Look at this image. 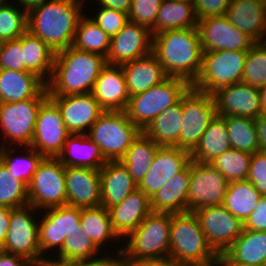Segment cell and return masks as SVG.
Wrapping results in <instances>:
<instances>
[{
  "label": "cell",
  "mask_w": 266,
  "mask_h": 266,
  "mask_svg": "<svg viewBox=\"0 0 266 266\" xmlns=\"http://www.w3.org/2000/svg\"><path fill=\"white\" fill-rule=\"evenodd\" d=\"M255 126L258 135L259 150L266 151V114L262 113L255 119Z\"/></svg>",
  "instance_id": "cell-57"
},
{
  "label": "cell",
  "mask_w": 266,
  "mask_h": 266,
  "mask_svg": "<svg viewBox=\"0 0 266 266\" xmlns=\"http://www.w3.org/2000/svg\"><path fill=\"white\" fill-rule=\"evenodd\" d=\"M260 92V99H261V106H262V113L266 114V85L259 89Z\"/></svg>",
  "instance_id": "cell-61"
},
{
  "label": "cell",
  "mask_w": 266,
  "mask_h": 266,
  "mask_svg": "<svg viewBox=\"0 0 266 266\" xmlns=\"http://www.w3.org/2000/svg\"><path fill=\"white\" fill-rule=\"evenodd\" d=\"M183 125L182 97L158 115L144 132L159 146L180 148Z\"/></svg>",
  "instance_id": "cell-32"
},
{
  "label": "cell",
  "mask_w": 266,
  "mask_h": 266,
  "mask_svg": "<svg viewBox=\"0 0 266 266\" xmlns=\"http://www.w3.org/2000/svg\"><path fill=\"white\" fill-rule=\"evenodd\" d=\"M241 81L259 89L266 85V41L255 42L247 51Z\"/></svg>",
  "instance_id": "cell-45"
},
{
  "label": "cell",
  "mask_w": 266,
  "mask_h": 266,
  "mask_svg": "<svg viewBox=\"0 0 266 266\" xmlns=\"http://www.w3.org/2000/svg\"><path fill=\"white\" fill-rule=\"evenodd\" d=\"M218 116L258 118L262 114L259 88L238 82L212 93Z\"/></svg>",
  "instance_id": "cell-19"
},
{
  "label": "cell",
  "mask_w": 266,
  "mask_h": 266,
  "mask_svg": "<svg viewBox=\"0 0 266 266\" xmlns=\"http://www.w3.org/2000/svg\"><path fill=\"white\" fill-rule=\"evenodd\" d=\"M27 31V13L7 1L0 6V42L18 39Z\"/></svg>",
  "instance_id": "cell-46"
},
{
  "label": "cell",
  "mask_w": 266,
  "mask_h": 266,
  "mask_svg": "<svg viewBox=\"0 0 266 266\" xmlns=\"http://www.w3.org/2000/svg\"><path fill=\"white\" fill-rule=\"evenodd\" d=\"M243 228L251 231H266V196H262L253 210L243 223Z\"/></svg>",
  "instance_id": "cell-52"
},
{
  "label": "cell",
  "mask_w": 266,
  "mask_h": 266,
  "mask_svg": "<svg viewBox=\"0 0 266 266\" xmlns=\"http://www.w3.org/2000/svg\"><path fill=\"white\" fill-rule=\"evenodd\" d=\"M34 266H78V262L60 260L55 257L51 259L50 255H47L35 263Z\"/></svg>",
  "instance_id": "cell-59"
},
{
  "label": "cell",
  "mask_w": 266,
  "mask_h": 266,
  "mask_svg": "<svg viewBox=\"0 0 266 266\" xmlns=\"http://www.w3.org/2000/svg\"><path fill=\"white\" fill-rule=\"evenodd\" d=\"M84 4V0H48L27 13V30L54 53L65 50L73 44Z\"/></svg>",
  "instance_id": "cell-1"
},
{
  "label": "cell",
  "mask_w": 266,
  "mask_h": 266,
  "mask_svg": "<svg viewBox=\"0 0 266 266\" xmlns=\"http://www.w3.org/2000/svg\"><path fill=\"white\" fill-rule=\"evenodd\" d=\"M171 213L151 212L124 239L122 252L127 261L162 260L170 254ZM128 241V242H127Z\"/></svg>",
  "instance_id": "cell-5"
},
{
  "label": "cell",
  "mask_w": 266,
  "mask_h": 266,
  "mask_svg": "<svg viewBox=\"0 0 266 266\" xmlns=\"http://www.w3.org/2000/svg\"><path fill=\"white\" fill-rule=\"evenodd\" d=\"M182 113L180 149L192 152L199 144L209 123L217 115L213 95L190 87L182 96Z\"/></svg>",
  "instance_id": "cell-11"
},
{
  "label": "cell",
  "mask_w": 266,
  "mask_h": 266,
  "mask_svg": "<svg viewBox=\"0 0 266 266\" xmlns=\"http://www.w3.org/2000/svg\"><path fill=\"white\" fill-rule=\"evenodd\" d=\"M251 153L234 148L226 150L212 164L228 182L244 181L248 177Z\"/></svg>",
  "instance_id": "cell-42"
},
{
  "label": "cell",
  "mask_w": 266,
  "mask_h": 266,
  "mask_svg": "<svg viewBox=\"0 0 266 266\" xmlns=\"http://www.w3.org/2000/svg\"><path fill=\"white\" fill-rule=\"evenodd\" d=\"M218 266H266V231L243 228L220 257Z\"/></svg>",
  "instance_id": "cell-24"
},
{
  "label": "cell",
  "mask_w": 266,
  "mask_h": 266,
  "mask_svg": "<svg viewBox=\"0 0 266 266\" xmlns=\"http://www.w3.org/2000/svg\"><path fill=\"white\" fill-rule=\"evenodd\" d=\"M190 183V163L180 173L170 178L151 198L152 212H188V190Z\"/></svg>",
  "instance_id": "cell-29"
},
{
  "label": "cell",
  "mask_w": 266,
  "mask_h": 266,
  "mask_svg": "<svg viewBox=\"0 0 266 266\" xmlns=\"http://www.w3.org/2000/svg\"><path fill=\"white\" fill-rule=\"evenodd\" d=\"M228 130L230 147L254 154L259 150L255 119L241 116H221Z\"/></svg>",
  "instance_id": "cell-41"
},
{
  "label": "cell",
  "mask_w": 266,
  "mask_h": 266,
  "mask_svg": "<svg viewBox=\"0 0 266 266\" xmlns=\"http://www.w3.org/2000/svg\"><path fill=\"white\" fill-rule=\"evenodd\" d=\"M0 69L30 72L24 62L22 35L18 39L0 42Z\"/></svg>",
  "instance_id": "cell-47"
},
{
  "label": "cell",
  "mask_w": 266,
  "mask_h": 266,
  "mask_svg": "<svg viewBox=\"0 0 266 266\" xmlns=\"http://www.w3.org/2000/svg\"><path fill=\"white\" fill-rule=\"evenodd\" d=\"M46 83L32 72L0 69V103L36 98Z\"/></svg>",
  "instance_id": "cell-31"
},
{
  "label": "cell",
  "mask_w": 266,
  "mask_h": 266,
  "mask_svg": "<svg viewBox=\"0 0 266 266\" xmlns=\"http://www.w3.org/2000/svg\"><path fill=\"white\" fill-rule=\"evenodd\" d=\"M194 5L184 1L163 0L155 25L150 30L152 36L169 30L197 27Z\"/></svg>",
  "instance_id": "cell-33"
},
{
  "label": "cell",
  "mask_w": 266,
  "mask_h": 266,
  "mask_svg": "<svg viewBox=\"0 0 266 266\" xmlns=\"http://www.w3.org/2000/svg\"><path fill=\"white\" fill-rule=\"evenodd\" d=\"M49 97L58 105L70 134H87L105 112L92 93Z\"/></svg>",
  "instance_id": "cell-21"
},
{
  "label": "cell",
  "mask_w": 266,
  "mask_h": 266,
  "mask_svg": "<svg viewBox=\"0 0 266 266\" xmlns=\"http://www.w3.org/2000/svg\"><path fill=\"white\" fill-rule=\"evenodd\" d=\"M11 208L0 205V249H2L10 222Z\"/></svg>",
  "instance_id": "cell-55"
},
{
  "label": "cell",
  "mask_w": 266,
  "mask_h": 266,
  "mask_svg": "<svg viewBox=\"0 0 266 266\" xmlns=\"http://www.w3.org/2000/svg\"><path fill=\"white\" fill-rule=\"evenodd\" d=\"M141 130L125 111H105L87 132L107 161H120Z\"/></svg>",
  "instance_id": "cell-7"
},
{
  "label": "cell",
  "mask_w": 266,
  "mask_h": 266,
  "mask_svg": "<svg viewBox=\"0 0 266 266\" xmlns=\"http://www.w3.org/2000/svg\"><path fill=\"white\" fill-rule=\"evenodd\" d=\"M159 147L144 131H141L121 158L120 162L127 168L137 185L151 167Z\"/></svg>",
  "instance_id": "cell-36"
},
{
  "label": "cell",
  "mask_w": 266,
  "mask_h": 266,
  "mask_svg": "<svg viewBox=\"0 0 266 266\" xmlns=\"http://www.w3.org/2000/svg\"><path fill=\"white\" fill-rule=\"evenodd\" d=\"M22 51L26 68L47 83L53 72L54 51L28 30L22 35Z\"/></svg>",
  "instance_id": "cell-34"
},
{
  "label": "cell",
  "mask_w": 266,
  "mask_h": 266,
  "mask_svg": "<svg viewBox=\"0 0 266 266\" xmlns=\"http://www.w3.org/2000/svg\"><path fill=\"white\" fill-rule=\"evenodd\" d=\"M232 0H195L194 10L197 20L225 15Z\"/></svg>",
  "instance_id": "cell-51"
},
{
  "label": "cell",
  "mask_w": 266,
  "mask_h": 266,
  "mask_svg": "<svg viewBox=\"0 0 266 266\" xmlns=\"http://www.w3.org/2000/svg\"><path fill=\"white\" fill-rule=\"evenodd\" d=\"M14 148V149H12ZM0 147V160L12 172L18 180L22 181L26 186L37 171L40 163L45 158L36 149L27 146V152L23 155L16 156L14 152L18 150L15 146ZM14 153V154H13ZM15 155V156H14ZM20 156V157H19Z\"/></svg>",
  "instance_id": "cell-39"
},
{
  "label": "cell",
  "mask_w": 266,
  "mask_h": 266,
  "mask_svg": "<svg viewBox=\"0 0 266 266\" xmlns=\"http://www.w3.org/2000/svg\"><path fill=\"white\" fill-rule=\"evenodd\" d=\"M96 17H89L96 23L110 38L121 31L123 26L129 21L128 14L99 6Z\"/></svg>",
  "instance_id": "cell-49"
},
{
  "label": "cell",
  "mask_w": 266,
  "mask_h": 266,
  "mask_svg": "<svg viewBox=\"0 0 266 266\" xmlns=\"http://www.w3.org/2000/svg\"><path fill=\"white\" fill-rule=\"evenodd\" d=\"M153 36L145 26L128 21L111 37L106 63L122 66L152 52Z\"/></svg>",
  "instance_id": "cell-18"
},
{
  "label": "cell",
  "mask_w": 266,
  "mask_h": 266,
  "mask_svg": "<svg viewBox=\"0 0 266 266\" xmlns=\"http://www.w3.org/2000/svg\"><path fill=\"white\" fill-rule=\"evenodd\" d=\"M0 205L11 209L29 205L27 186L0 160Z\"/></svg>",
  "instance_id": "cell-44"
},
{
  "label": "cell",
  "mask_w": 266,
  "mask_h": 266,
  "mask_svg": "<svg viewBox=\"0 0 266 266\" xmlns=\"http://www.w3.org/2000/svg\"><path fill=\"white\" fill-rule=\"evenodd\" d=\"M163 0H132L128 14L129 21L151 30L155 25L159 8Z\"/></svg>",
  "instance_id": "cell-48"
},
{
  "label": "cell",
  "mask_w": 266,
  "mask_h": 266,
  "mask_svg": "<svg viewBox=\"0 0 266 266\" xmlns=\"http://www.w3.org/2000/svg\"><path fill=\"white\" fill-rule=\"evenodd\" d=\"M106 58L70 46L55 53L53 72L46 83L49 96L91 93Z\"/></svg>",
  "instance_id": "cell-3"
},
{
  "label": "cell",
  "mask_w": 266,
  "mask_h": 266,
  "mask_svg": "<svg viewBox=\"0 0 266 266\" xmlns=\"http://www.w3.org/2000/svg\"><path fill=\"white\" fill-rule=\"evenodd\" d=\"M203 52L219 50L248 51L255 41L228 21L225 15L198 20Z\"/></svg>",
  "instance_id": "cell-17"
},
{
  "label": "cell",
  "mask_w": 266,
  "mask_h": 266,
  "mask_svg": "<svg viewBox=\"0 0 266 266\" xmlns=\"http://www.w3.org/2000/svg\"><path fill=\"white\" fill-rule=\"evenodd\" d=\"M177 1H184V2H187V3L194 4L195 0H177Z\"/></svg>",
  "instance_id": "cell-62"
},
{
  "label": "cell",
  "mask_w": 266,
  "mask_h": 266,
  "mask_svg": "<svg viewBox=\"0 0 266 266\" xmlns=\"http://www.w3.org/2000/svg\"><path fill=\"white\" fill-rule=\"evenodd\" d=\"M206 241L221 257L243 231V222L223 205L206 206L194 211Z\"/></svg>",
  "instance_id": "cell-15"
},
{
  "label": "cell",
  "mask_w": 266,
  "mask_h": 266,
  "mask_svg": "<svg viewBox=\"0 0 266 266\" xmlns=\"http://www.w3.org/2000/svg\"><path fill=\"white\" fill-rule=\"evenodd\" d=\"M190 161L191 152L178 147L160 146L138 189L151 198L170 178L182 172Z\"/></svg>",
  "instance_id": "cell-20"
},
{
  "label": "cell",
  "mask_w": 266,
  "mask_h": 266,
  "mask_svg": "<svg viewBox=\"0 0 266 266\" xmlns=\"http://www.w3.org/2000/svg\"><path fill=\"white\" fill-rule=\"evenodd\" d=\"M0 266H34L28 259L0 249Z\"/></svg>",
  "instance_id": "cell-54"
},
{
  "label": "cell",
  "mask_w": 266,
  "mask_h": 266,
  "mask_svg": "<svg viewBox=\"0 0 266 266\" xmlns=\"http://www.w3.org/2000/svg\"><path fill=\"white\" fill-rule=\"evenodd\" d=\"M108 211L113 230L122 240L140 225L152 209L150 198L137 188Z\"/></svg>",
  "instance_id": "cell-26"
},
{
  "label": "cell",
  "mask_w": 266,
  "mask_h": 266,
  "mask_svg": "<svg viewBox=\"0 0 266 266\" xmlns=\"http://www.w3.org/2000/svg\"><path fill=\"white\" fill-rule=\"evenodd\" d=\"M29 205L42 211L67 205L65 166L45 157L27 186Z\"/></svg>",
  "instance_id": "cell-10"
},
{
  "label": "cell",
  "mask_w": 266,
  "mask_h": 266,
  "mask_svg": "<svg viewBox=\"0 0 266 266\" xmlns=\"http://www.w3.org/2000/svg\"><path fill=\"white\" fill-rule=\"evenodd\" d=\"M169 258L184 266H218L194 212L172 214Z\"/></svg>",
  "instance_id": "cell-4"
},
{
  "label": "cell",
  "mask_w": 266,
  "mask_h": 266,
  "mask_svg": "<svg viewBox=\"0 0 266 266\" xmlns=\"http://www.w3.org/2000/svg\"><path fill=\"white\" fill-rule=\"evenodd\" d=\"M80 224L100 250H103L102 245L107 246L109 241L121 239L113 230L108 209L103 206L81 208Z\"/></svg>",
  "instance_id": "cell-38"
},
{
  "label": "cell",
  "mask_w": 266,
  "mask_h": 266,
  "mask_svg": "<svg viewBox=\"0 0 266 266\" xmlns=\"http://www.w3.org/2000/svg\"><path fill=\"white\" fill-rule=\"evenodd\" d=\"M98 6L118 10L129 14L132 0H97Z\"/></svg>",
  "instance_id": "cell-56"
},
{
  "label": "cell",
  "mask_w": 266,
  "mask_h": 266,
  "mask_svg": "<svg viewBox=\"0 0 266 266\" xmlns=\"http://www.w3.org/2000/svg\"><path fill=\"white\" fill-rule=\"evenodd\" d=\"M101 206L106 209L121 203L138 188L120 161H108L100 170Z\"/></svg>",
  "instance_id": "cell-27"
},
{
  "label": "cell",
  "mask_w": 266,
  "mask_h": 266,
  "mask_svg": "<svg viewBox=\"0 0 266 266\" xmlns=\"http://www.w3.org/2000/svg\"><path fill=\"white\" fill-rule=\"evenodd\" d=\"M228 181L212 164L190 161L188 212L206 206L222 205Z\"/></svg>",
  "instance_id": "cell-13"
},
{
  "label": "cell",
  "mask_w": 266,
  "mask_h": 266,
  "mask_svg": "<svg viewBox=\"0 0 266 266\" xmlns=\"http://www.w3.org/2000/svg\"><path fill=\"white\" fill-rule=\"evenodd\" d=\"M152 52L168 77L184 79L190 85L198 78L203 51L197 27L153 35Z\"/></svg>",
  "instance_id": "cell-2"
},
{
  "label": "cell",
  "mask_w": 266,
  "mask_h": 266,
  "mask_svg": "<svg viewBox=\"0 0 266 266\" xmlns=\"http://www.w3.org/2000/svg\"><path fill=\"white\" fill-rule=\"evenodd\" d=\"M128 266H184L178 264L174 260L162 259V260H141V261H128Z\"/></svg>",
  "instance_id": "cell-58"
},
{
  "label": "cell",
  "mask_w": 266,
  "mask_h": 266,
  "mask_svg": "<svg viewBox=\"0 0 266 266\" xmlns=\"http://www.w3.org/2000/svg\"><path fill=\"white\" fill-rule=\"evenodd\" d=\"M85 13L77 24L72 46L78 50L97 53L106 58L110 37Z\"/></svg>",
  "instance_id": "cell-40"
},
{
  "label": "cell",
  "mask_w": 266,
  "mask_h": 266,
  "mask_svg": "<svg viewBox=\"0 0 266 266\" xmlns=\"http://www.w3.org/2000/svg\"><path fill=\"white\" fill-rule=\"evenodd\" d=\"M67 205L77 208L101 206L99 170L65 167Z\"/></svg>",
  "instance_id": "cell-22"
},
{
  "label": "cell",
  "mask_w": 266,
  "mask_h": 266,
  "mask_svg": "<svg viewBox=\"0 0 266 266\" xmlns=\"http://www.w3.org/2000/svg\"><path fill=\"white\" fill-rule=\"evenodd\" d=\"M46 1L48 0H17V4L19 3L18 6H20L22 10L28 13L29 11L42 5Z\"/></svg>",
  "instance_id": "cell-60"
},
{
  "label": "cell",
  "mask_w": 266,
  "mask_h": 266,
  "mask_svg": "<svg viewBox=\"0 0 266 266\" xmlns=\"http://www.w3.org/2000/svg\"><path fill=\"white\" fill-rule=\"evenodd\" d=\"M65 167L100 170L108 161L98 145L87 134H70L57 157Z\"/></svg>",
  "instance_id": "cell-30"
},
{
  "label": "cell",
  "mask_w": 266,
  "mask_h": 266,
  "mask_svg": "<svg viewBox=\"0 0 266 266\" xmlns=\"http://www.w3.org/2000/svg\"><path fill=\"white\" fill-rule=\"evenodd\" d=\"M69 135L58 105L48 97L39 108L30 147L44 157L57 158Z\"/></svg>",
  "instance_id": "cell-14"
},
{
  "label": "cell",
  "mask_w": 266,
  "mask_h": 266,
  "mask_svg": "<svg viewBox=\"0 0 266 266\" xmlns=\"http://www.w3.org/2000/svg\"><path fill=\"white\" fill-rule=\"evenodd\" d=\"M91 93L105 111H125L130 95L122 66L107 64Z\"/></svg>",
  "instance_id": "cell-23"
},
{
  "label": "cell",
  "mask_w": 266,
  "mask_h": 266,
  "mask_svg": "<svg viewBox=\"0 0 266 266\" xmlns=\"http://www.w3.org/2000/svg\"><path fill=\"white\" fill-rule=\"evenodd\" d=\"M99 251L101 250L90 239L85 229H82L79 233L67 235L62 248L52 255L60 260L79 262L98 257Z\"/></svg>",
  "instance_id": "cell-43"
},
{
  "label": "cell",
  "mask_w": 266,
  "mask_h": 266,
  "mask_svg": "<svg viewBox=\"0 0 266 266\" xmlns=\"http://www.w3.org/2000/svg\"><path fill=\"white\" fill-rule=\"evenodd\" d=\"M230 148L226 122L216 115L203 133L199 144L191 152V160L211 163Z\"/></svg>",
  "instance_id": "cell-35"
},
{
  "label": "cell",
  "mask_w": 266,
  "mask_h": 266,
  "mask_svg": "<svg viewBox=\"0 0 266 266\" xmlns=\"http://www.w3.org/2000/svg\"><path fill=\"white\" fill-rule=\"evenodd\" d=\"M43 213L45 215L42 214L43 217L38 224L41 258L46 256L44 253L51 254L54 248L53 252L59 251L67 235H73L82 230L80 224L81 208L65 205L45 209Z\"/></svg>",
  "instance_id": "cell-16"
},
{
  "label": "cell",
  "mask_w": 266,
  "mask_h": 266,
  "mask_svg": "<svg viewBox=\"0 0 266 266\" xmlns=\"http://www.w3.org/2000/svg\"><path fill=\"white\" fill-rule=\"evenodd\" d=\"M247 51H210L202 54V67L191 87L212 94L217 89L241 82Z\"/></svg>",
  "instance_id": "cell-9"
},
{
  "label": "cell",
  "mask_w": 266,
  "mask_h": 266,
  "mask_svg": "<svg viewBox=\"0 0 266 266\" xmlns=\"http://www.w3.org/2000/svg\"><path fill=\"white\" fill-rule=\"evenodd\" d=\"M246 180L251 182L262 196H266V151L260 150L252 154Z\"/></svg>",
  "instance_id": "cell-50"
},
{
  "label": "cell",
  "mask_w": 266,
  "mask_h": 266,
  "mask_svg": "<svg viewBox=\"0 0 266 266\" xmlns=\"http://www.w3.org/2000/svg\"><path fill=\"white\" fill-rule=\"evenodd\" d=\"M9 0H0V6H3Z\"/></svg>",
  "instance_id": "cell-63"
},
{
  "label": "cell",
  "mask_w": 266,
  "mask_h": 266,
  "mask_svg": "<svg viewBox=\"0 0 266 266\" xmlns=\"http://www.w3.org/2000/svg\"><path fill=\"white\" fill-rule=\"evenodd\" d=\"M48 97V90L45 88L36 98L0 103V132L3 136L0 147L15 145L22 149V146L31 145L39 108Z\"/></svg>",
  "instance_id": "cell-8"
},
{
  "label": "cell",
  "mask_w": 266,
  "mask_h": 266,
  "mask_svg": "<svg viewBox=\"0 0 266 266\" xmlns=\"http://www.w3.org/2000/svg\"><path fill=\"white\" fill-rule=\"evenodd\" d=\"M35 210L36 208L31 205L11 209L8 232L1 249L4 252L24 257L33 264L41 259L38 235L39 220L32 213Z\"/></svg>",
  "instance_id": "cell-12"
},
{
  "label": "cell",
  "mask_w": 266,
  "mask_h": 266,
  "mask_svg": "<svg viewBox=\"0 0 266 266\" xmlns=\"http://www.w3.org/2000/svg\"><path fill=\"white\" fill-rule=\"evenodd\" d=\"M225 16L255 42L266 41V0H232Z\"/></svg>",
  "instance_id": "cell-25"
},
{
  "label": "cell",
  "mask_w": 266,
  "mask_h": 266,
  "mask_svg": "<svg viewBox=\"0 0 266 266\" xmlns=\"http://www.w3.org/2000/svg\"><path fill=\"white\" fill-rule=\"evenodd\" d=\"M118 250V251H117ZM116 257L105 254L102 257H96L78 262V266H128V261L125 259L122 248L117 249ZM114 257V258H113Z\"/></svg>",
  "instance_id": "cell-53"
},
{
  "label": "cell",
  "mask_w": 266,
  "mask_h": 266,
  "mask_svg": "<svg viewBox=\"0 0 266 266\" xmlns=\"http://www.w3.org/2000/svg\"><path fill=\"white\" fill-rule=\"evenodd\" d=\"M261 197V193L247 180L229 182L222 205L244 223Z\"/></svg>",
  "instance_id": "cell-37"
},
{
  "label": "cell",
  "mask_w": 266,
  "mask_h": 266,
  "mask_svg": "<svg viewBox=\"0 0 266 266\" xmlns=\"http://www.w3.org/2000/svg\"><path fill=\"white\" fill-rule=\"evenodd\" d=\"M190 87L184 79L168 77L145 92L130 96L125 112L129 120L144 131L165 109L176 104Z\"/></svg>",
  "instance_id": "cell-6"
},
{
  "label": "cell",
  "mask_w": 266,
  "mask_h": 266,
  "mask_svg": "<svg viewBox=\"0 0 266 266\" xmlns=\"http://www.w3.org/2000/svg\"><path fill=\"white\" fill-rule=\"evenodd\" d=\"M122 68L130 96L145 92L168 78L153 52L123 64Z\"/></svg>",
  "instance_id": "cell-28"
}]
</instances>
